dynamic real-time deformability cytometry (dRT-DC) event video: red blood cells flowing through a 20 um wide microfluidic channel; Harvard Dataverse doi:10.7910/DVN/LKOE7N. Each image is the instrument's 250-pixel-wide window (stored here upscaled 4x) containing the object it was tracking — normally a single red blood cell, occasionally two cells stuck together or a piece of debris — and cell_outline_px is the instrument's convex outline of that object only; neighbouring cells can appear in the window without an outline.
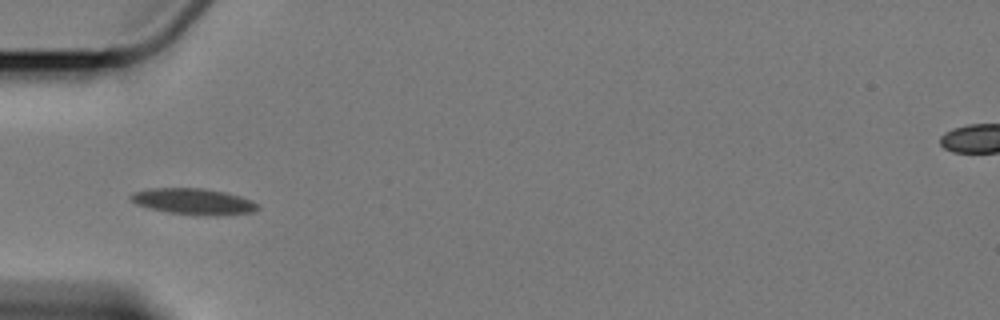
{"species": "Egyptian fruit bat (a non-hibernating species)", "species_latin": "Rousettus aegyptiacus", "temperature_condition": "cold", "stored_images_in_passage": 9, "camera_frame_rate_fps": 3000, "um_per_image_px": 0.085, "animal": {"sex": "female"}, "frame": {"image": 1, "passage_image": 3, "time_ms": 3.333, "image_size_px": [1000, 320], "cell_outline_px": [[260, 208], [252, 212], [220, 216], [200, 216], [168, 212], [148, 208], [136, 204], [128, 196], [136, 192], [152, 188], [204, 188], [224, 192], [240, 196], [252, 200], [260, 204]], "centroid_in_image_um": [16.5, 17.14], "position_along_channel_um": 68.5, "area_um2": 19.54}}
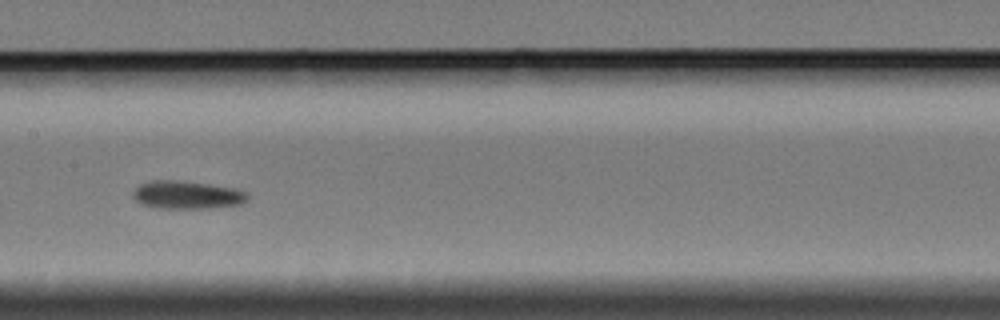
{"frame": {"image": 2, "passage_image": 6, "time_ms": 7.0, "image_size_px": [1000, 320], "cell_outline_px": [[248, 200], [240, 204], [208, 208], [156, 208], [140, 204], [132, 196], [132, 192], [140, 184], [152, 180], [176, 180], [208, 184], [232, 188], [248, 192]], "centroid_in_image_um": [15.86, 16.57], "position_along_channel_um": 191.5, "area_um2": 18.67}}
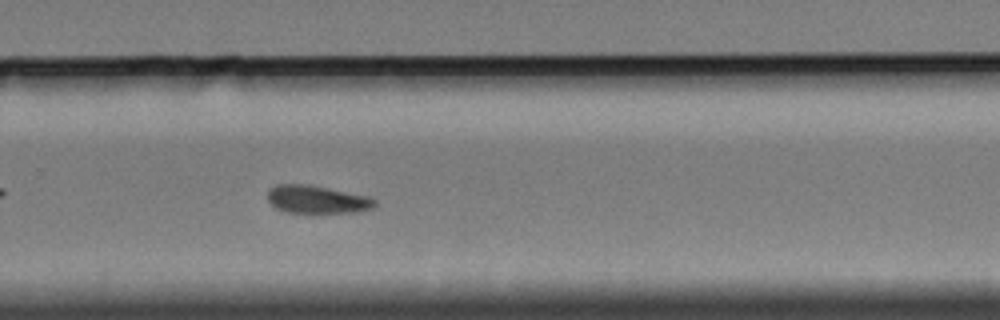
{"frame": {"image": 3, "passage_image": 9, "time_ms": 10.333, "image_size_px": [1000, 320], "cell_outline_px": [[376, 204], [372, 208], [356, 212], [292, 212], [276, 208], [268, 200], [268, 188], [276, 184], [304, 184], [328, 188], [368, 196], [376, 200]], "centroid_in_image_um": [26.93, 16.94], "position_along_channel_um": 302.9, "area_um2": 17.17}}